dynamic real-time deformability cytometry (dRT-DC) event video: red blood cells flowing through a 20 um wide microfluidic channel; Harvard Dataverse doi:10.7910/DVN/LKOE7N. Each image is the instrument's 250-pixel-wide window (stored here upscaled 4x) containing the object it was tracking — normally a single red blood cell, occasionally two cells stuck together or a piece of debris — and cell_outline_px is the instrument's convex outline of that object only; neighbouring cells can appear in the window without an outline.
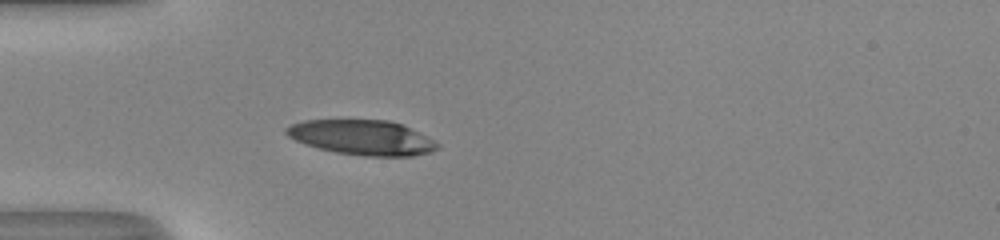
{"species": "human", "species_latin": "Homo sapiens", "temperature_condition": "room temperature", "stored_images_in_passage": 37, "camera_frame_rate_fps": 3000, "um_per_image_px": 0.085, "donor": {"sex": "male"}, "frame": {"image": 1, "passage_image": 1, "time_ms": 0.0, "image_size_px": [1000, 240], "cell_outline_px": [[440, 148], [432, 152], [412, 156], [364, 156], [336, 152], [320, 148], [296, 140], [288, 136], [284, 132], [284, 128], [292, 124], [304, 120], [388, 120], [400, 124], [428, 136], [440, 144]], "centroid_in_image_um": [30.82, 11.69], "position_along_channel_um": 54.2, "area_um2": 30.63}}
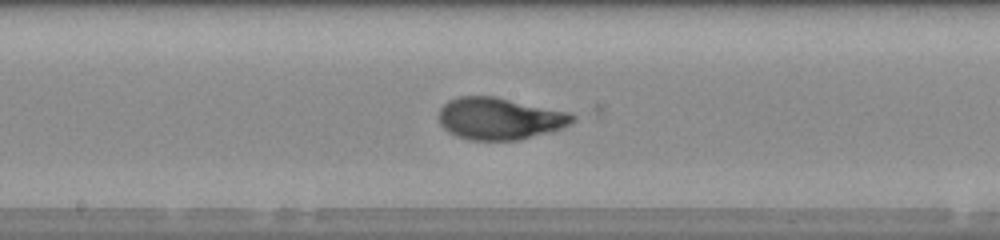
{"frame": {"image": 2, "passage_image": 13, "time_ms": 4.0, "image_size_px": [1000, 240], "cell_outline_px": [[576, 120], [564, 128], [552, 132], [520, 140], [472, 140], [456, 136], [448, 132], [440, 124], [440, 108], [448, 100], [460, 96], [496, 96], [572, 112], [576, 116]], "centroid_in_image_um": [42.54, 10.08], "position_along_channel_um": 205.7, "area_um2": 33.23}}
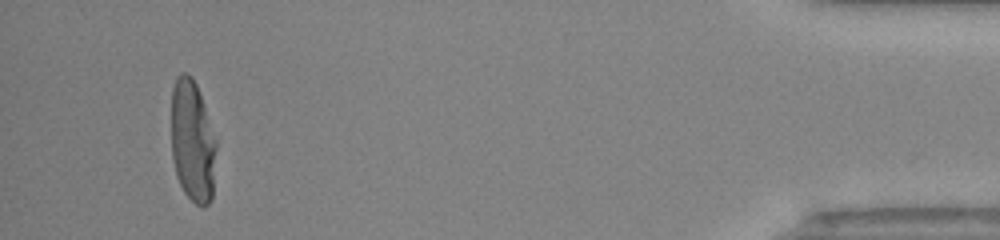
{"frame": {"image": 3, "passage_image": 34, "time_ms": 11.0, "image_size_px": [1000, 240], "cell_outline_px": [[216, 148], [212, 200], [208, 204], [196, 204], [184, 192], [176, 176], [172, 160], [172, 88], [176, 76], [180, 72], [184, 72], [196, 84], [216, 140]], "centroid_in_image_um": [16.35, 12.02], "position_along_channel_um": 418.9, "area_um2": 31.67}, "authors_computed_cell_mechanics": {"area_um2": 32.3102, "velocity_mm_per_s": 4.0651, "shape_relaxation_time_tau1_ms": 3.7683, "shape_relaxation_time_tau2_ms": null, "deformation_change_tau1": 0.2103, "deformation_change_tau2": null}}